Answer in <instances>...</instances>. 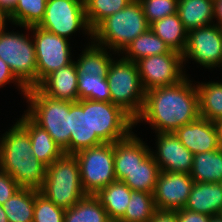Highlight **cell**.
<instances>
[{"label":"cell","instance_id":"cell-1","mask_svg":"<svg viewBox=\"0 0 222 222\" xmlns=\"http://www.w3.org/2000/svg\"><path fill=\"white\" fill-rule=\"evenodd\" d=\"M186 75L180 82L146 91L143 110L135 120L148 124L153 133H174L183 125L196 120L199 95L195 80ZM139 123V124H138Z\"/></svg>","mask_w":222,"mask_h":222},{"label":"cell","instance_id":"cell-2","mask_svg":"<svg viewBox=\"0 0 222 222\" xmlns=\"http://www.w3.org/2000/svg\"><path fill=\"white\" fill-rule=\"evenodd\" d=\"M0 134V169L11 175L20 187L39 190L47 166L32 154L27 131L16 121Z\"/></svg>","mask_w":222,"mask_h":222},{"label":"cell","instance_id":"cell-3","mask_svg":"<svg viewBox=\"0 0 222 222\" xmlns=\"http://www.w3.org/2000/svg\"><path fill=\"white\" fill-rule=\"evenodd\" d=\"M150 24L139 1H131L124 9L106 17L92 30V41L121 54Z\"/></svg>","mask_w":222,"mask_h":222},{"label":"cell","instance_id":"cell-4","mask_svg":"<svg viewBox=\"0 0 222 222\" xmlns=\"http://www.w3.org/2000/svg\"><path fill=\"white\" fill-rule=\"evenodd\" d=\"M24 100V112L48 132L65 154H70V102L50 98L37 87L29 88Z\"/></svg>","mask_w":222,"mask_h":222},{"label":"cell","instance_id":"cell-5","mask_svg":"<svg viewBox=\"0 0 222 222\" xmlns=\"http://www.w3.org/2000/svg\"><path fill=\"white\" fill-rule=\"evenodd\" d=\"M8 25L5 23L0 27V58L27 89L37 87L36 53L31 28L20 26L19 29L26 31L16 32L13 31L16 27L10 31Z\"/></svg>","mask_w":222,"mask_h":222},{"label":"cell","instance_id":"cell-6","mask_svg":"<svg viewBox=\"0 0 222 222\" xmlns=\"http://www.w3.org/2000/svg\"><path fill=\"white\" fill-rule=\"evenodd\" d=\"M39 192L58 207L69 209L85 195L81 184L80 168L74 154H63L47 166Z\"/></svg>","mask_w":222,"mask_h":222},{"label":"cell","instance_id":"cell-7","mask_svg":"<svg viewBox=\"0 0 222 222\" xmlns=\"http://www.w3.org/2000/svg\"><path fill=\"white\" fill-rule=\"evenodd\" d=\"M107 80L111 102L135 121L143 110L146 93L137 64L118 54L109 66Z\"/></svg>","mask_w":222,"mask_h":222},{"label":"cell","instance_id":"cell-8","mask_svg":"<svg viewBox=\"0 0 222 222\" xmlns=\"http://www.w3.org/2000/svg\"><path fill=\"white\" fill-rule=\"evenodd\" d=\"M38 27L68 40L81 32L82 36L87 35L88 42H92L84 0H47L45 14Z\"/></svg>","mask_w":222,"mask_h":222},{"label":"cell","instance_id":"cell-9","mask_svg":"<svg viewBox=\"0 0 222 222\" xmlns=\"http://www.w3.org/2000/svg\"><path fill=\"white\" fill-rule=\"evenodd\" d=\"M80 168L81 184L86 194L94 195L116 181L114 143H102L74 154Z\"/></svg>","mask_w":222,"mask_h":222},{"label":"cell","instance_id":"cell-10","mask_svg":"<svg viewBox=\"0 0 222 222\" xmlns=\"http://www.w3.org/2000/svg\"><path fill=\"white\" fill-rule=\"evenodd\" d=\"M30 28L36 53L38 86L49 74L71 64L74 53L71 52L70 40L38 26Z\"/></svg>","mask_w":222,"mask_h":222},{"label":"cell","instance_id":"cell-11","mask_svg":"<svg viewBox=\"0 0 222 222\" xmlns=\"http://www.w3.org/2000/svg\"><path fill=\"white\" fill-rule=\"evenodd\" d=\"M183 65L189 60L199 67L209 69H220L222 66V28L216 24L205 27L194 28L188 31L187 44L184 50ZM188 61V62H187Z\"/></svg>","mask_w":222,"mask_h":222},{"label":"cell","instance_id":"cell-12","mask_svg":"<svg viewBox=\"0 0 222 222\" xmlns=\"http://www.w3.org/2000/svg\"><path fill=\"white\" fill-rule=\"evenodd\" d=\"M89 122L92 133L104 143L122 140L135 129V121L112 102L89 100Z\"/></svg>","mask_w":222,"mask_h":222},{"label":"cell","instance_id":"cell-13","mask_svg":"<svg viewBox=\"0 0 222 222\" xmlns=\"http://www.w3.org/2000/svg\"><path fill=\"white\" fill-rule=\"evenodd\" d=\"M136 64L145 91L176 84L189 75L184 70L182 54L174 50L166 54L144 57Z\"/></svg>","mask_w":222,"mask_h":222},{"label":"cell","instance_id":"cell-14","mask_svg":"<svg viewBox=\"0 0 222 222\" xmlns=\"http://www.w3.org/2000/svg\"><path fill=\"white\" fill-rule=\"evenodd\" d=\"M194 180L190 174L161 171L153 193L157 209L180 210L188 201Z\"/></svg>","mask_w":222,"mask_h":222},{"label":"cell","instance_id":"cell-15","mask_svg":"<svg viewBox=\"0 0 222 222\" xmlns=\"http://www.w3.org/2000/svg\"><path fill=\"white\" fill-rule=\"evenodd\" d=\"M155 150L151 154L155 162L164 172H180L190 174L194 154L190 152L174 133H155Z\"/></svg>","mask_w":222,"mask_h":222},{"label":"cell","instance_id":"cell-16","mask_svg":"<svg viewBox=\"0 0 222 222\" xmlns=\"http://www.w3.org/2000/svg\"><path fill=\"white\" fill-rule=\"evenodd\" d=\"M174 134L194 155L220 148L214 123L200 116L181 126Z\"/></svg>","mask_w":222,"mask_h":222},{"label":"cell","instance_id":"cell-17","mask_svg":"<svg viewBox=\"0 0 222 222\" xmlns=\"http://www.w3.org/2000/svg\"><path fill=\"white\" fill-rule=\"evenodd\" d=\"M145 142L132 131L126 138L114 143L116 180L122 181L151 153V147Z\"/></svg>","mask_w":222,"mask_h":222},{"label":"cell","instance_id":"cell-18","mask_svg":"<svg viewBox=\"0 0 222 222\" xmlns=\"http://www.w3.org/2000/svg\"><path fill=\"white\" fill-rule=\"evenodd\" d=\"M70 133V154L104 143L90 129L88 99L70 102Z\"/></svg>","mask_w":222,"mask_h":222},{"label":"cell","instance_id":"cell-19","mask_svg":"<svg viewBox=\"0 0 222 222\" xmlns=\"http://www.w3.org/2000/svg\"><path fill=\"white\" fill-rule=\"evenodd\" d=\"M77 80L78 70L73 61L49 74L37 88L50 98L77 102L79 100Z\"/></svg>","mask_w":222,"mask_h":222},{"label":"cell","instance_id":"cell-20","mask_svg":"<svg viewBox=\"0 0 222 222\" xmlns=\"http://www.w3.org/2000/svg\"><path fill=\"white\" fill-rule=\"evenodd\" d=\"M16 119L14 121H17L30 137L32 154L44 165H51L64 154L62 148L48 132L37 125L25 112Z\"/></svg>","mask_w":222,"mask_h":222},{"label":"cell","instance_id":"cell-21","mask_svg":"<svg viewBox=\"0 0 222 222\" xmlns=\"http://www.w3.org/2000/svg\"><path fill=\"white\" fill-rule=\"evenodd\" d=\"M184 208L209 216H219L222 210V183L194 182Z\"/></svg>","mask_w":222,"mask_h":222},{"label":"cell","instance_id":"cell-22","mask_svg":"<svg viewBox=\"0 0 222 222\" xmlns=\"http://www.w3.org/2000/svg\"><path fill=\"white\" fill-rule=\"evenodd\" d=\"M83 46L85 48L82 47L81 53L74 59L78 73L107 76L109 66L118 54L93 41Z\"/></svg>","mask_w":222,"mask_h":222},{"label":"cell","instance_id":"cell-23","mask_svg":"<svg viewBox=\"0 0 222 222\" xmlns=\"http://www.w3.org/2000/svg\"><path fill=\"white\" fill-rule=\"evenodd\" d=\"M177 13L188 31L212 25L214 0H178Z\"/></svg>","mask_w":222,"mask_h":222},{"label":"cell","instance_id":"cell-24","mask_svg":"<svg viewBox=\"0 0 222 222\" xmlns=\"http://www.w3.org/2000/svg\"><path fill=\"white\" fill-rule=\"evenodd\" d=\"M131 191L123 181L116 180L99 189L94 196L104 207L110 220H120L126 212Z\"/></svg>","mask_w":222,"mask_h":222},{"label":"cell","instance_id":"cell-25","mask_svg":"<svg viewBox=\"0 0 222 222\" xmlns=\"http://www.w3.org/2000/svg\"><path fill=\"white\" fill-rule=\"evenodd\" d=\"M150 29L162 39L171 50L184 53L188 30L184 27L178 13L166 16L150 24Z\"/></svg>","mask_w":222,"mask_h":222},{"label":"cell","instance_id":"cell-26","mask_svg":"<svg viewBox=\"0 0 222 222\" xmlns=\"http://www.w3.org/2000/svg\"><path fill=\"white\" fill-rule=\"evenodd\" d=\"M190 176L197 183H222V149L195 154Z\"/></svg>","mask_w":222,"mask_h":222},{"label":"cell","instance_id":"cell-27","mask_svg":"<svg viewBox=\"0 0 222 222\" xmlns=\"http://www.w3.org/2000/svg\"><path fill=\"white\" fill-rule=\"evenodd\" d=\"M199 95V114L212 122L222 118V81H195Z\"/></svg>","mask_w":222,"mask_h":222},{"label":"cell","instance_id":"cell-28","mask_svg":"<svg viewBox=\"0 0 222 222\" xmlns=\"http://www.w3.org/2000/svg\"><path fill=\"white\" fill-rule=\"evenodd\" d=\"M172 50L150 28L137 36L120 54L125 60L137 62L153 55L170 53Z\"/></svg>","mask_w":222,"mask_h":222},{"label":"cell","instance_id":"cell-29","mask_svg":"<svg viewBox=\"0 0 222 222\" xmlns=\"http://www.w3.org/2000/svg\"><path fill=\"white\" fill-rule=\"evenodd\" d=\"M161 170L150 153L122 180L131 190L153 194Z\"/></svg>","mask_w":222,"mask_h":222},{"label":"cell","instance_id":"cell-30","mask_svg":"<svg viewBox=\"0 0 222 222\" xmlns=\"http://www.w3.org/2000/svg\"><path fill=\"white\" fill-rule=\"evenodd\" d=\"M35 189L20 188L3 205L9 222H33Z\"/></svg>","mask_w":222,"mask_h":222},{"label":"cell","instance_id":"cell-31","mask_svg":"<svg viewBox=\"0 0 222 222\" xmlns=\"http://www.w3.org/2000/svg\"><path fill=\"white\" fill-rule=\"evenodd\" d=\"M47 0H17L14 9L6 16L13 28L38 26L42 21Z\"/></svg>","mask_w":222,"mask_h":222},{"label":"cell","instance_id":"cell-32","mask_svg":"<svg viewBox=\"0 0 222 222\" xmlns=\"http://www.w3.org/2000/svg\"><path fill=\"white\" fill-rule=\"evenodd\" d=\"M110 218L98 199L85 195L73 207L66 209L64 222H110Z\"/></svg>","mask_w":222,"mask_h":222},{"label":"cell","instance_id":"cell-33","mask_svg":"<svg viewBox=\"0 0 222 222\" xmlns=\"http://www.w3.org/2000/svg\"><path fill=\"white\" fill-rule=\"evenodd\" d=\"M153 194L145 191H131L124 216L121 222H149L156 212Z\"/></svg>","mask_w":222,"mask_h":222},{"label":"cell","instance_id":"cell-34","mask_svg":"<svg viewBox=\"0 0 222 222\" xmlns=\"http://www.w3.org/2000/svg\"><path fill=\"white\" fill-rule=\"evenodd\" d=\"M79 100H93L111 102V92L108 86L107 76H94L78 73Z\"/></svg>","mask_w":222,"mask_h":222},{"label":"cell","instance_id":"cell-35","mask_svg":"<svg viewBox=\"0 0 222 222\" xmlns=\"http://www.w3.org/2000/svg\"><path fill=\"white\" fill-rule=\"evenodd\" d=\"M133 0H84L86 19L93 30L106 17L124 9Z\"/></svg>","mask_w":222,"mask_h":222},{"label":"cell","instance_id":"cell-36","mask_svg":"<svg viewBox=\"0 0 222 222\" xmlns=\"http://www.w3.org/2000/svg\"><path fill=\"white\" fill-rule=\"evenodd\" d=\"M64 214L65 209L58 207L35 189L33 222H64Z\"/></svg>","mask_w":222,"mask_h":222},{"label":"cell","instance_id":"cell-37","mask_svg":"<svg viewBox=\"0 0 222 222\" xmlns=\"http://www.w3.org/2000/svg\"><path fill=\"white\" fill-rule=\"evenodd\" d=\"M149 24L177 13L178 0H139Z\"/></svg>","mask_w":222,"mask_h":222},{"label":"cell","instance_id":"cell-38","mask_svg":"<svg viewBox=\"0 0 222 222\" xmlns=\"http://www.w3.org/2000/svg\"><path fill=\"white\" fill-rule=\"evenodd\" d=\"M20 188L11 175L0 169V205H3Z\"/></svg>","mask_w":222,"mask_h":222},{"label":"cell","instance_id":"cell-39","mask_svg":"<svg viewBox=\"0 0 222 222\" xmlns=\"http://www.w3.org/2000/svg\"><path fill=\"white\" fill-rule=\"evenodd\" d=\"M11 83L24 98L28 89L14 76L8 64L0 58V88L7 87L5 85Z\"/></svg>","mask_w":222,"mask_h":222},{"label":"cell","instance_id":"cell-40","mask_svg":"<svg viewBox=\"0 0 222 222\" xmlns=\"http://www.w3.org/2000/svg\"><path fill=\"white\" fill-rule=\"evenodd\" d=\"M178 222H210L211 217L206 214L192 212L185 208L176 210Z\"/></svg>","mask_w":222,"mask_h":222},{"label":"cell","instance_id":"cell-41","mask_svg":"<svg viewBox=\"0 0 222 222\" xmlns=\"http://www.w3.org/2000/svg\"><path fill=\"white\" fill-rule=\"evenodd\" d=\"M149 222H178L176 210L156 209Z\"/></svg>","mask_w":222,"mask_h":222},{"label":"cell","instance_id":"cell-42","mask_svg":"<svg viewBox=\"0 0 222 222\" xmlns=\"http://www.w3.org/2000/svg\"><path fill=\"white\" fill-rule=\"evenodd\" d=\"M214 24L222 28V0H214Z\"/></svg>","mask_w":222,"mask_h":222},{"label":"cell","instance_id":"cell-43","mask_svg":"<svg viewBox=\"0 0 222 222\" xmlns=\"http://www.w3.org/2000/svg\"><path fill=\"white\" fill-rule=\"evenodd\" d=\"M17 0H0V11L6 17L15 7Z\"/></svg>","mask_w":222,"mask_h":222},{"label":"cell","instance_id":"cell-44","mask_svg":"<svg viewBox=\"0 0 222 222\" xmlns=\"http://www.w3.org/2000/svg\"><path fill=\"white\" fill-rule=\"evenodd\" d=\"M217 131L219 146L222 149V118L213 122Z\"/></svg>","mask_w":222,"mask_h":222},{"label":"cell","instance_id":"cell-45","mask_svg":"<svg viewBox=\"0 0 222 222\" xmlns=\"http://www.w3.org/2000/svg\"><path fill=\"white\" fill-rule=\"evenodd\" d=\"M0 222H9L2 205H0Z\"/></svg>","mask_w":222,"mask_h":222},{"label":"cell","instance_id":"cell-46","mask_svg":"<svg viewBox=\"0 0 222 222\" xmlns=\"http://www.w3.org/2000/svg\"><path fill=\"white\" fill-rule=\"evenodd\" d=\"M6 22V17L4 14L0 11V27L3 26Z\"/></svg>","mask_w":222,"mask_h":222},{"label":"cell","instance_id":"cell-47","mask_svg":"<svg viewBox=\"0 0 222 222\" xmlns=\"http://www.w3.org/2000/svg\"><path fill=\"white\" fill-rule=\"evenodd\" d=\"M210 222H222V218L220 216H212Z\"/></svg>","mask_w":222,"mask_h":222},{"label":"cell","instance_id":"cell-48","mask_svg":"<svg viewBox=\"0 0 222 222\" xmlns=\"http://www.w3.org/2000/svg\"><path fill=\"white\" fill-rule=\"evenodd\" d=\"M110 222H121V221H119V220H111Z\"/></svg>","mask_w":222,"mask_h":222}]
</instances>
